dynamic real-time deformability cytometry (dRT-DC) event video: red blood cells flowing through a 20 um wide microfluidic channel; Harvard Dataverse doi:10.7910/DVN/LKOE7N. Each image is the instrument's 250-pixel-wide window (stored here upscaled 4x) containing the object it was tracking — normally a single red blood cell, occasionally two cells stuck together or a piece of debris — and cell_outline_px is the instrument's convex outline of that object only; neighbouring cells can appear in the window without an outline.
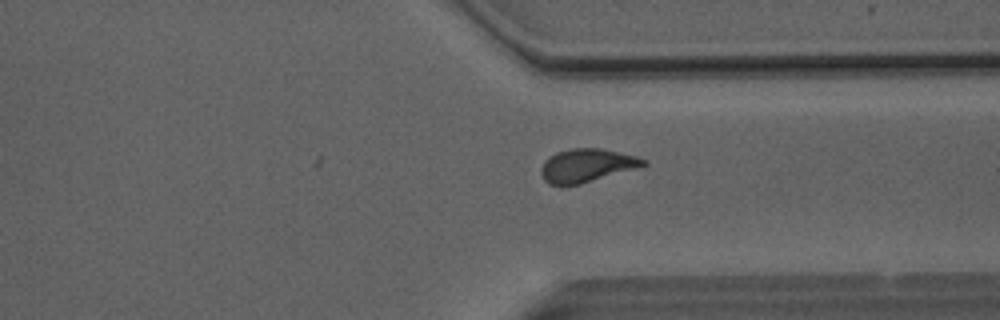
{"species": "Egyptian fruit bat (a non-hibernating species)", "species_latin": "Rousettus aegyptiacus", "temperature_condition": "room temperature", "stored_images_in_passage": 30, "camera_frame_rate_fps": 3000, "um_per_image_px": 0.085, "animal": {"sex": "male"}, "frame": {"image": 1, "passage_image": 30, "time_ms": 9.667, "image_size_px": [1000, 320], "cell_outline_px": [[648, 164], [636, 168], [580, 184], [548, 184], [544, 180], [540, 172], [540, 168], [544, 160], [556, 152], [572, 148], [600, 148], [636, 156], [648, 160]], "centroid_in_image_um": [49.86, 14.05], "position_along_channel_um": 361.5, "area_um2": 19.71}}